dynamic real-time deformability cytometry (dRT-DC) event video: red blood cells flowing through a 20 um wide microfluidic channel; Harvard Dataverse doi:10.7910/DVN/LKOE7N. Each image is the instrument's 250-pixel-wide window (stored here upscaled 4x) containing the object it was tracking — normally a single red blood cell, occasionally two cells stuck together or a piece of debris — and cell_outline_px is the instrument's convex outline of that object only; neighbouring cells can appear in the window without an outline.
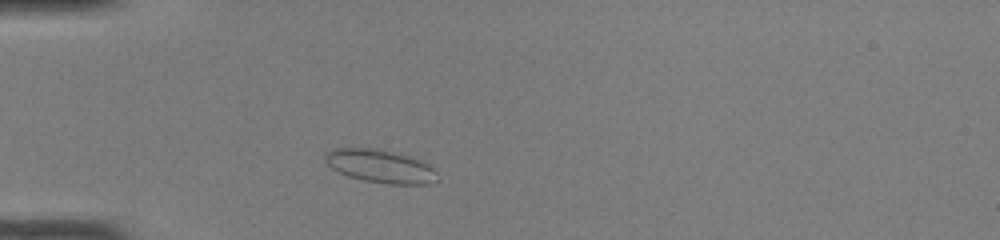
{"species": "common noctule bat (a hibernating species)", "species_latin": "Nyctalus noctula", "temperature_condition": "room temperature", "stored_images_in_passage": 36, "camera_frame_rate_fps": 3000, "um_per_image_px": 0.085, "animal": {"sex": "female", "body_mass_g": 22.0, "forearm_length_mm": 56.7}, "frame": {"image": 1, "passage_image": 1, "time_ms": 0.0, "image_size_px": [1000, 240], "cell_outline_px": [[440, 180], [432, 184], [388, 184], [364, 180], [348, 176], [332, 168], [324, 160], [324, 152], [332, 148], [372, 148], [392, 152], [408, 156], [428, 164], [436, 172]], "centroid_in_image_um": [32.32, 14.13], "position_along_channel_um": 52.7, "area_um2": 21.68}}
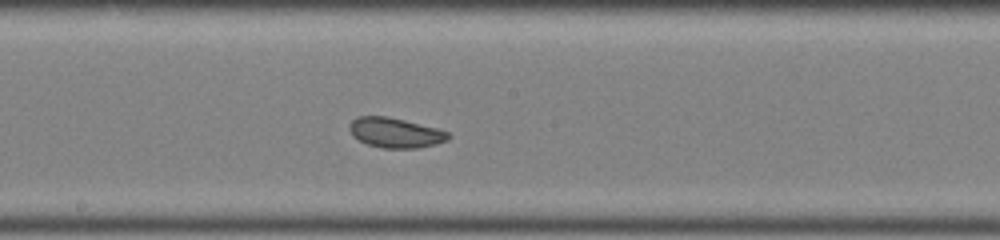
{"frame": {"image": 2, "passage_image": 14, "time_ms": 4.333, "image_size_px": [1000, 240], "cell_outline_px": [[452, 136], [448, 140], [436, 144], [416, 148], [380, 148], [368, 144], [352, 136], [348, 128], [348, 124], [356, 116], [388, 116], [436, 128], [448, 132]], "centroid_in_image_um": [33.58, 11.28], "position_along_channel_um": 214.6, "area_um2": 17.34}}
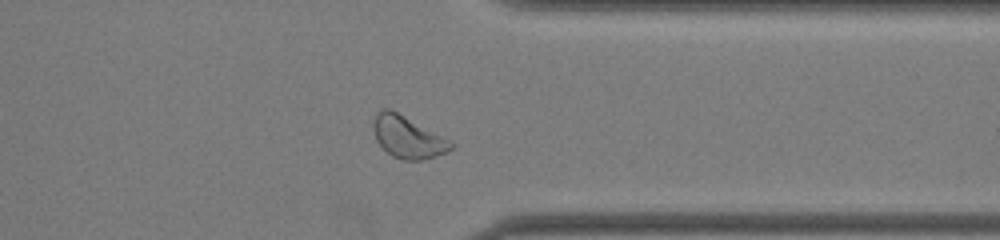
{"frame": {"image": 3, "passage_image": 26, "time_ms": 8.333, "image_size_px": [1000, 240], "cell_outline_px": [[456, 148], [448, 152], [420, 160], [404, 160], [392, 156], [376, 140], [372, 128], [372, 124], [376, 112], [384, 108], [388, 108], [452, 140], [456, 144]], "centroid_in_image_um": [34.69, 11.66], "position_along_channel_um": 376.7, "area_um2": 19.07}, "authors_computed_cell_mechanics": {"area_um2": 18.1203, "velocity_mm_per_s": 4.0778, "shape_relaxation_time_tau1_ms": 5.6032, "shape_relaxation_time_tau2_ms": null, "deformation_change_tau1": 0.0908, "deformation_change_tau2": null}}